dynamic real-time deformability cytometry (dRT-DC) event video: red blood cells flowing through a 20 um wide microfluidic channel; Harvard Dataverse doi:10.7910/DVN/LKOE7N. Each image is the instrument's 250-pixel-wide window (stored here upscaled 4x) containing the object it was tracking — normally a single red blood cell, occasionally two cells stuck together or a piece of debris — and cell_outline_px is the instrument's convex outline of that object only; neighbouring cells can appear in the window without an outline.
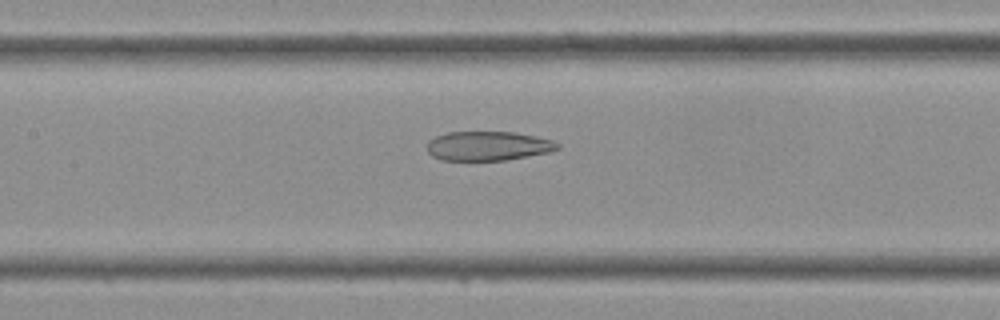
{"species": "Egyptian fruit bat (a non-hibernating species)", "species_latin": "Rousettus aegyptiacus", "temperature_condition": "cold", "stored_images_in_passage": 34, "camera_frame_rate_fps": 3000, "um_per_image_px": 0.085, "frame": {"image": 1, "passage_image": 12, "time_ms": 3.667, "image_size_px": [1000, 320], "cell_outline_px": [[560, 148], [552, 152], [504, 160], [440, 160], [432, 156], [428, 152], [428, 140], [436, 136], [448, 132], [512, 132], [536, 136], [552, 140], [560, 144]], "centroid_in_image_um": [41.5, 12.41], "position_along_channel_um": 165.9, "area_um2": 22.31}}
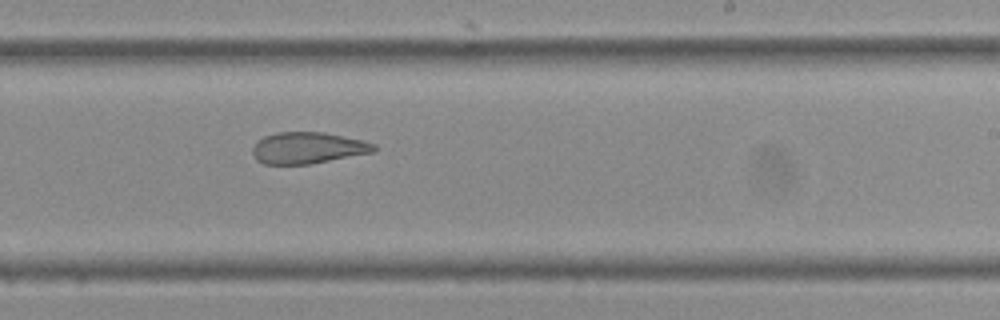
{"frame": {"image": 2, "passage_image": 18, "time_ms": 5.667, "image_size_px": [1000, 320], "cell_outline_px": [[376, 152], [308, 164], [264, 164], [256, 160], [252, 152], [252, 148], [256, 140], [264, 136], [276, 132], [324, 132], [360, 140], [376, 144]], "centroid_in_image_um": [26.13, 12.57], "position_along_channel_um": 262.9, "area_um2": 22.31}}
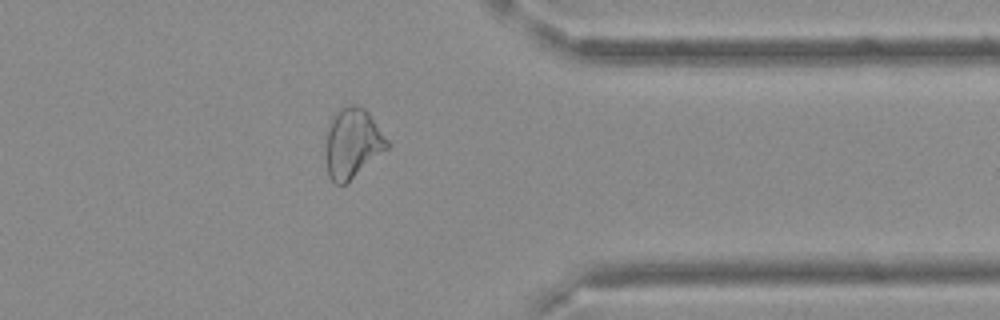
{"frame": {"image": 3, "passage_image": 26, "time_ms": 8.333, "image_size_px": [1000, 320], "cell_outline_px": [[388, 148], [344, 184], [336, 184], [328, 176], [324, 152], [328, 124], [332, 116], [344, 104], [352, 104], [364, 108], [368, 112], [388, 140]], "centroid_in_image_um": [29.91, 12.14], "position_along_channel_um": 381.5, "area_um2": 24.97}}